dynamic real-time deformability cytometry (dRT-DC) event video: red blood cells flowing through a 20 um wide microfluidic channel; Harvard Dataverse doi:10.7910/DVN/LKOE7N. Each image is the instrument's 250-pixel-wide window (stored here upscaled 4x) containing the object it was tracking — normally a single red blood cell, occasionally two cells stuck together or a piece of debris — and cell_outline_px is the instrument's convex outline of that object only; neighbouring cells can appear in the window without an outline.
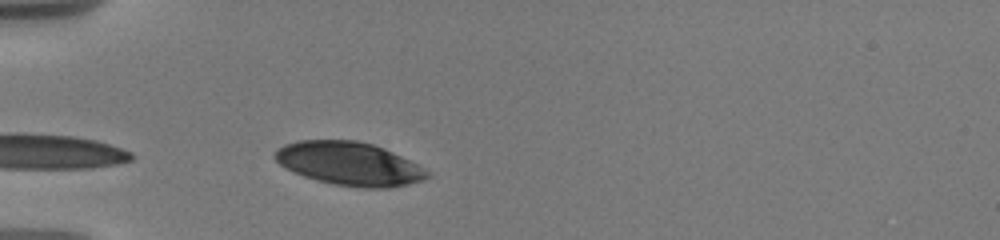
{"species": "human", "species_latin": "Homo sapiens", "temperature_condition": "warm", "stored_images_in_passage": 3, "camera_frame_rate_fps": 3000, "um_per_image_px": 0.085, "donor": {"sex": "male"}, "frame": {"image": 1, "passage_image": 1, "time_ms": 0.0, "image_size_px": [1000, 240], "cell_outline_px": [[432, 176], [408, 184], [388, 188], [360, 188], [336, 184], [304, 176], [280, 164], [272, 156], [284, 144], [300, 140], [356, 140], [372, 144], [384, 148], [416, 164], [428, 172]], "centroid_in_image_um": [29.69, 13.91], "position_along_channel_um": 55.3, "area_um2": 37.92}}